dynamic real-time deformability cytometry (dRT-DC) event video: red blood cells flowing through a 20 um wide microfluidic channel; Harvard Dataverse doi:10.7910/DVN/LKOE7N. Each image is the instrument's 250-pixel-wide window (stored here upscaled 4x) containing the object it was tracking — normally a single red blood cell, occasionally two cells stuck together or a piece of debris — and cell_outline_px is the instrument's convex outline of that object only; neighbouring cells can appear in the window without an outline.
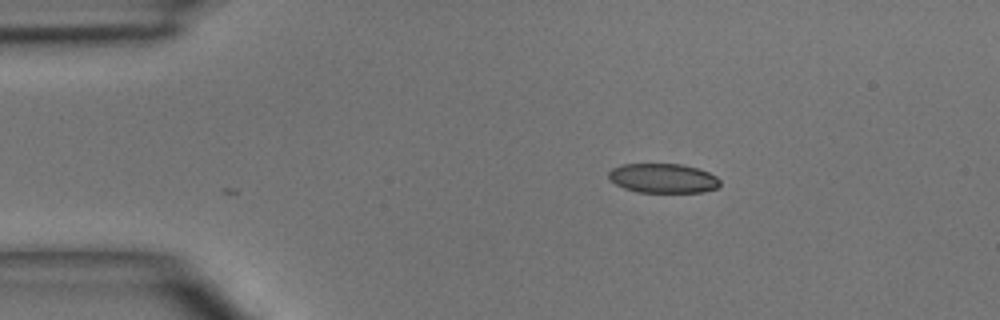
{"species": "common noctule bat (a hibernating species)", "species_latin": "Nyctalus noctula", "temperature_condition": "room temperature", "stored_images_in_passage": 3, "camera_frame_rate_fps": 3000, "um_per_image_px": 0.085, "animal": {"sex": "male", "body_mass_g": 15.6}, "frame": {"image": 1, "passage_image": 3, "time_ms": 2.333, "image_size_px": [1000, 320], "cell_outline_px": [[720, 184], [716, 188], [704, 192], [636, 192], [624, 188], [616, 184], [608, 176], [608, 172], [612, 168], [620, 164], [680, 164], [696, 168], [708, 172], [716, 176], [720, 180]], "centroid_in_image_um": [56.35, 15.15], "position_along_channel_um": 28.7, "area_um2": 19.07}}